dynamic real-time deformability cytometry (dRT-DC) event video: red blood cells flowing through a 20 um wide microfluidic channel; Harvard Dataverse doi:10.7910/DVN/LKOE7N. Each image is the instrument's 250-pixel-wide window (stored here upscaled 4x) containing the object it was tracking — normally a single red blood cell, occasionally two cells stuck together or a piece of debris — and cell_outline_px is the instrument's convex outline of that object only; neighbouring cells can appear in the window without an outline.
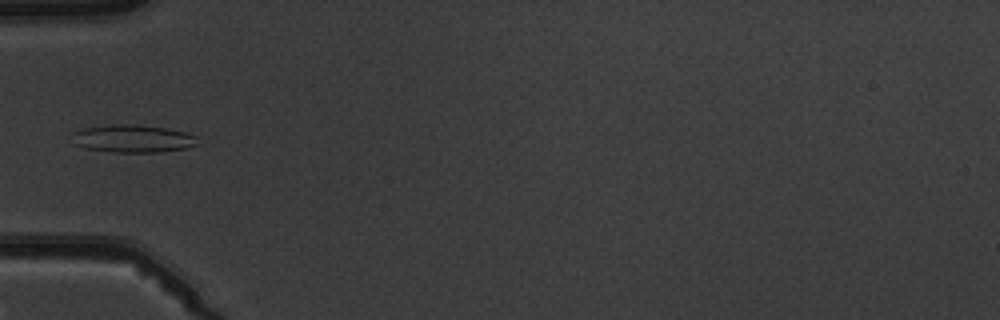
{"species": "common noctule bat (a hibernating species)", "species_latin": "Nyctalus noctula", "temperature_condition": "warm", "stored_images_in_passage": 5, "camera_frame_rate_fps": 3000, "um_per_image_px": 0.085, "animal": {"sex": "male", "body_mass_g": 19.5, "forearm_length_mm": 54.6}, "frame": {"image": 1, "passage_image": 5, "time_ms": 5.333, "image_size_px": [1000, 320], "cell_outline_px": [[200, 144], [188, 148], [160, 152], [112, 152], [88, 148], [76, 144], [72, 132], [84, 128], [112, 124], [136, 124], [164, 128], [184, 132], [196, 136]], "centroid_in_image_um": [11.35, 11.78], "position_along_channel_um": 73.7, "area_um2": 20.17}}